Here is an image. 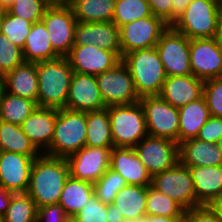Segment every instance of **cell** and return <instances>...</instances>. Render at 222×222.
Instances as JSON below:
<instances>
[{
	"instance_id": "obj_12",
	"label": "cell",
	"mask_w": 222,
	"mask_h": 222,
	"mask_svg": "<svg viewBox=\"0 0 222 222\" xmlns=\"http://www.w3.org/2000/svg\"><path fill=\"white\" fill-rule=\"evenodd\" d=\"M168 27L154 15L123 25L119 28L121 57L138 49L155 47Z\"/></svg>"
},
{
	"instance_id": "obj_41",
	"label": "cell",
	"mask_w": 222,
	"mask_h": 222,
	"mask_svg": "<svg viewBox=\"0 0 222 222\" xmlns=\"http://www.w3.org/2000/svg\"><path fill=\"white\" fill-rule=\"evenodd\" d=\"M203 98L210 116L222 118V77L204 81Z\"/></svg>"
},
{
	"instance_id": "obj_59",
	"label": "cell",
	"mask_w": 222,
	"mask_h": 222,
	"mask_svg": "<svg viewBox=\"0 0 222 222\" xmlns=\"http://www.w3.org/2000/svg\"><path fill=\"white\" fill-rule=\"evenodd\" d=\"M0 81H3V75L0 73Z\"/></svg>"
},
{
	"instance_id": "obj_35",
	"label": "cell",
	"mask_w": 222,
	"mask_h": 222,
	"mask_svg": "<svg viewBox=\"0 0 222 222\" xmlns=\"http://www.w3.org/2000/svg\"><path fill=\"white\" fill-rule=\"evenodd\" d=\"M38 208L27 193H16L6 213L2 216L3 222H36Z\"/></svg>"
},
{
	"instance_id": "obj_47",
	"label": "cell",
	"mask_w": 222,
	"mask_h": 222,
	"mask_svg": "<svg viewBox=\"0 0 222 222\" xmlns=\"http://www.w3.org/2000/svg\"><path fill=\"white\" fill-rule=\"evenodd\" d=\"M172 1V24L185 11L192 0H171Z\"/></svg>"
},
{
	"instance_id": "obj_31",
	"label": "cell",
	"mask_w": 222,
	"mask_h": 222,
	"mask_svg": "<svg viewBox=\"0 0 222 222\" xmlns=\"http://www.w3.org/2000/svg\"><path fill=\"white\" fill-rule=\"evenodd\" d=\"M116 0H71L78 22H112Z\"/></svg>"
},
{
	"instance_id": "obj_34",
	"label": "cell",
	"mask_w": 222,
	"mask_h": 222,
	"mask_svg": "<svg viewBox=\"0 0 222 222\" xmlns=\"http://www.w3.org/2000/svg\"><path fill=\"white\" fill-rule=\"evenodd\" d=\"M1 34L12 44L23 49L32 23L22 17L11 15L7 10L0 11Z\"/></svg>"
},
{
	"instance_id": "obj_5",
	"label": "cell",
	"mask_w": 222,
	"mask_h": 222,
	"mask_svg": "<svg viewBox=\"0 0 222 222\" xmlns=\"http://www.w3.org/2000/svg\"><path fill=\"white\" fill-rule=\"evenodd\" d=\"M114 147L133 148L148 136L143 107L140 102L108 106Z\"/></svg>"
},
{
	"instance_id": "obj_52",
	"label": "cell",
	"mask_w": 222,
	"mask_h": 222,
	"mask_svg": "<svg viewBox=\"0 0 222 222\" xmlns=\"http://www.w3.org/2000/svg\"><path fill=\"white\" fill-rule=\"evenodd\" d=\"M216 39L218 41V44L222 48V8L220 10V15H219V24H218V31H217Z\"/></svg>"
},
{
	"instance_id": "obj_26",
	"label": "cell",
	"mask_w": 222,
	"mask_h": 222,
	"mask_svg": "<svg viewBox=\"0 0 222 222\" xmlns=\"http://www.w3.org/2000/svg\"><path fill=\"white\" fill-rule=\"evenodd\" d=\"M25 62H41L60 57L51 45L49 33L42 21L32 24L22 49Z\"/></svg>"
},
{
	"instance_id": "obj_46",
	"label": "cell",
	"mask_w": 222,
	"mask_h": 222,
	"mask_svg": "<svg viewBox=\"0 0 222 222\" xmlns=\"http://www.w3.org/2000/svg\"><path fill=\"white\" fill-rule=\"evenodd\" d=\"M152 14L161 18L167 25H172V1L171 0H147Z\"/></svg>"
},
{
	"instance_id": "obj_36",
	"label": "cell",
	"mask_w": 222,
	"mask_h": 222,
	"mask_svg": "<svg viewBox=\"0 0 222 222\" xmlns=\"http://www.w3.org/2000/svg\"><path fill=\"white\" fill-rule=\"evenodd\" d=\"M152 15L147 0H116L112 21L120 28L125 24Z\"/></svg>"
},
{
	"instance_id": "obj_9",
	"label": "cell",
	"mask_w": 222,
	"mask_h": 222,
	"mask_svg": "<svg viewBox=\"0 0 222 222\" xmlns=\"http://www.w3.org/2000/svg\"><path fill=\"white\" fill-rule=\"evenodd\" d=\"M167 77L192 75L190 39L169 26L155 46Z\"/></svg>"
},
{
	"instance_id": "obj_19",
	"label": "cell",
	"mask_w": 222,
	"mask_h": 222,
	"mask_svg": "<svg viewBox=\"0 0 222 222\" xmlns=\"http://www.w3.org/2000/svg\"><path fill=\"white\" fill-rule=\"evenodd\" d=\"M92 45L117 52L121 56L118 26L112 22H78L75 29L74 46Z\"/></svg>"
},
{
	"instance_id": "obj_17",
	"label": "cell",
	"mask_w": 222,
	"mask_h": 222,
	"mask_svg": "<svg viewBox=\"0 0 222 222\" xmlns=\"http://www.w3.org/2000/svg\"><path fill=\"white\" fill-rule=\"evenodd\" d=\"M37 157L0 151V184L14 194L26 193L33 161Z\"/></svg>"
},
{
	"instance_id": "obj_16",
	"label": "cell",
	"mask_w": 222,
	"mask_h": 222,
	"mask_svg": "<svg viewBox=\"0 0 222 222\" xmlns=\"http://www.w3.org/2000/svg\"><path fill=\"white\" fill-rule=\"evenodd\" d=\"M66 57L73 72L91 75L110 70L122 61L117 52L92 45L73 46Z\"/></svg>"
},
{
	"instance_id": "obj_42",
	"label": "cell",
	"mask_w": 222,
	"mask_h": 222,
	"mask_svg": "<svg viewBox=\"0 0 222 222\" xmlns=\"http://www.w3.org/2000/svg\"><path fill=\"white\" fill-rule=\"evenodd\" d=\"M107 204L93 195L83 208L71 218V222H107Z\"/></svg>"
},
{
	"instance_id": "obj_7",
	"label": "cell",
	"mask_w": 222,
	"mask_h": 222,
	"mask_svg": "<svg viewBox=\"0 0 222 222\" xmlns=\"http://www.w3.org/2000/svg\"><path fill=\"white\" fill-rule=\"evenodd\" d=\"M151 186L177 202L184 210L196 207L191 172L180 161L173 167L153 175Z\"/></svg>"
},
{
	"instance_id": "obj_60",
	"label": "cell",
	"mask_w": 222,
	"mask_h": 222,
	"mask_svg": "<svg viewBox=\"0 0 222 222\" xmlns=\"http://www.w3.org/2000/svg\"><path fill=\"white\" fill-rule=\"evenodd\" d=\"M0 222H3V217L2 216H0Z\"/></svg>"
},
{
	"instance_id": "obj_48",
	"label": "cell",
	"mask_w": 222,
	"mask_h": 222,
	"mask_svg": "<svg viewBox=\"0 0 222 222\" xmlns=\"http://www.w3.org/2000/svg\"><path fill=\"white\" fill-rule=\"evenodd\" d=\"M13 194L0 184V216L6 213Z\"/></svg>"
},
{
	"instance_id": "obj_39",
	"label": "cell",
	"mask_w": 222,
	"mask_h": 222,
	"mask_svg": "<svg viewBox=\"0 0 222 222\" xmlns=\"http://www.w3.org/2000/svg\"><path fill=\"white\" fill-rule=\"evenodd\" d=\"M48 6L44 0H16L7 11L33 24L42 20Z\"/></svg>"
},
{
	"instance_id": "obj_40",
	"label": "cell",
	"mask_w": 222,
	"mask_h": 222,
	"mask_svg": "<svg viewBox=\"0 0 222 222\" xmlns=\"http://www.w3.org/2000/svg\"><path fill=\"white\" fill-rule=\"evenodd\" d=\"M24 62L22 49L12 44L2 34L0 35V73L4 76L6 73L14 70L18 65Z\"/></svg>"
},
{
	"instance_id": "obj_23",
	"label": "cell",
	"mask_w": 222,
	"mask_h": 222,
	"mask_svg": "<svg viewBox=\"0 0 222 222\" xmlns=\"http://www.w3.org/2000/svg\"><path fill=\"white\" fill-rule=\"evenodd\" d=\"M195 187L196 207L211 205L222 196V165L189 167Z\"/></svg>"
},
{
	"instance_id": "obj_15",
	"label": "cell",
	"mask_w": 222,
	"mask_h": 222,
	"mask_svg": "<svg viewBox=\"0 0 222 222\" xmlns=\"http://www.w3.org/2000/svg\"><path fill=\"white\" fill-rule=\"evenodd\" d=\"M192 75L203 81L222 77V48L216 37L190 39Z\"/></svg>"
},
{
	"instance_id": "obj_27",
	"label": "cell",
	"mask_w": 222,
	"mask_h": 222,
	"mask_svg": "<svg viewBox=\"0 0 222 222\" xmlns=\"http://www.w3.org/2000/svg\"><path fill=\"white\" fill-rule=\"evenodd\" d=\"M179 112V144L188 139L196 138L201 127L210 117L209 109L203 96L186 106Z\"/></svg>"
},
{
	"instance_id": "obj_56",
	"label": "cell",
	"mask_w": 222,
	"mask_h": 222,
	"mask_svg": "<svg viewBox=\"0 0 222 222\" xmlns=\"http://www.w3.org/2000/svg\"><path fill=\"white\" fill-rule=\"evenodd\" d=\"M143 216L135 219H124V222H142Z\"/></svg>"
},
{
	"instance_id": "obj_14",
	"label": "cell",
	"mask_w": 222,
	"mask_h": 222,
	"mask_svg": "<svg viewBox=\"0 0 222 222\" xmlns=\"http://www.w3.org/2000/svg\"><path fill=\"white\" fill-rule=\"evenodd\" d=\"M113 147H89L67 156L70 177L95 183L109 169L110 151Z\"/></svg>"
},
{
	"instance_id": "obj_18",
	"label": "cell",
	"mask_w": 222,
	"mask_h": 222,
	"mask_svg": "<svg viewBox=\"0 0 222 222\" xmlns=\"http://www.w3.org/2000/svg\"><path fill=\"white\" fill-rule=\"evenodd\" d=\"M106 108L99 92L96 75L73 72L66 109L81 112Z\"/></svg>"
},
{
	"instance_id": "obj_49",
	"label": "cell",
	"mask_w": 222,
	"mask_h": 222,
	"mask_svg": "<svg viewBox=\"0 0 222 222\" xmlns=\"http://www.w3.org/2000/svg\"><path fill=\"white\" fill-rule=\"evenodd\" d=\"M107 215V222H124V217L120 209L113 204H107Z\"/></svg>"
},
{
	"instance_id": "obj_43",
	"label": "cell",
	"mask_w": 222,
	"mask_h": 222,
	"mask_svg": "<svg viewBox=\"0 0 222 222\" xmlns=\"http://www.w3.org/2000/svg\"><path fill=\"white\" fill-rule=\"evenodd\" d=\"M180 222H222L210 205H200L184 210Z\"/></svg>"
},
{
	"instance_id": "obj_45",
	"label": "cell",
	"mask_w": 222,
	"mask_h": 222,
	"mask_svg": "<svg viewBox=\"0 0 222 222\" xmlns=\"http://www.w3.org/2000/svg\"><path fill=\"white\" fill-rule=\"evenodd\" d=\"M36 222H71L64 208L59 204L38 207Z\"/></svg>"
},
{
	"instance_id": "obj_8",
	"label": "cell",
	"mask_w": 222,
	"mask_h": 222,
	"mask_svg": "<svg viewBox=\"0 0 222 222\" xmlns=\"http://www.w3.org/2000/svg\"><path fill=\"white\" fill-rule=\"evenodd\" d=\"M144 110L149 136L179 143V112L160 96H145L139 100Z\"/></svg>"
},
{
	"instance_id": "obj_32",
	"label": "cell",
	"mask_w": 222,
	"mask_h": 222,
	"mask_svg": "<svg viewBox=\"0 0 222 222\" xmlns=\"http://www.w3.org/2000/svg\"><path fill=\"white\" fill-rule=\"evenodd\" d=\"M0 151L14 152L26 156H40L23 132L21 125L0 120Z\"/></svg>"
},
{
	"instance_id": "obj_50",
	"label": "cell",
	"mask_w": 222,
	"mask_h": 222,
	"mask_svg": "<svg viewBox=\"0 0 222 222\" xmlns=\"http://www.w3.org/2000/svg\"><path fill=\"white\" fill-rule=\"evenodd\" d=\"M182 217H166L159 215H145L142 222H180Z\"/></svg>"
},
{
	"instance_id": "obj_20",
	"label": "cell",
	"mask_w": 222,
	"mask_h": 222,
	"mask_svg": "<svg viewBox=\"0 0 222 222\" xmlns=\"http://www.w3.org/2000/svg\"><path fill=\"white\" fill-rule=\"evenodd\" d=\"M56 117L57 109L38 106L21 124L23 132L41 154L51 145Z\"/></svg>"
},
{
	"instance_id": "obj_6",
	"label": "cell",
	"mask_w": 222,
	"mask_h": 222,
	"mask_svg": "<svg viewBox=\"0 0 222 222\" xmlns=\"http://www.w3.org/2000/svg\"><path fill=\"white\" fill-rule=\"evenodd\" d=\"M221 6L211 0H192L171 25L188 39L217 36Z\"/></svg>"
},
{
	"instance_id": "obj_10",
	"label": "cell",
	"mask_w": 222,
	"mask_h": 222,
	"mask_svg": "<svg viewBox=\"0 0 222 222\" xmlns=\"http://www.w3.org/2000/svg\"><path fill=\"white\" fill-rule=\"evenodd\" d=\"M100 96L106 107L130 105L139 102L133 78L121 61L114 68L96 75Z\"/></svg>"
},
{
	"instance_id": "obj_2",
	"label": "cell",
	"mask_w": 222,
	"mask_h": 222,
	"mask_svg": "<svg viewBox=\"0 0 222 222\" xmlns=\"http://www.w3.org/2000/svg\"><path fill=\"white\" fill-rule=\"evenodd\" d=\"M36 69L39 85L37 105L55 109L66 108L73 75L67 57L37 62Z\"/></svg>"
},
{
	"instance_id": "obj_21",
	"label": "cell",
	"mask_w": 222,
	"mask_h": 222,
	"mask_svg": "<svg viewBox=\"0 0 222 222\" xmlns=\"http://www.w3.org/2000/svg\"><path fill=\"white\" fill-rule=\"evenodd\" d=\"M109 168L119 173L128 185L150 186L152 176L133 148L113 147Z\"/></svg>"
},
{
	"instance_id": "obj_1",
	"label": "cell",
	"mask_w": 222,
	"mask_h": 222,
	"mask_svg": "<svg viewBox=\"0 0 222 222\" xmlns=\"http://www.w3.org/2000/svg\"><path fill=\"white\" fill-rule=\"evenodd\" d=\"M69 167L65 158L41 154L33 161L27 194L38 207L59 202Z\"/></svg>"
},
{
	"instance_id": "obj_58",
	"label": "cell",
	"mask_w": 222,
	"mask_h": 222,
	"mask_svg": "<svg viewBox=\"0 0 222 222\" xmlns=\"http://www.w3.org/2000/svg\"><path fill=\"white\" fill-rule=\"evenodd\" d=\"M211 1H213V2H215V3L220 5V0H211Z\"/></svg>"
},
{
	"instance_id": "obj_54",
	"label": "cell",
	"mask_w": 222,
	"mask_h": 222,
	"mask_svg": "<svg viewBox=\"0 0 222 222\" xmlns=\"http://www.w3.org/2000/svg\"><path fill=\"white\" fill-rule=\"evenodd\" d=\"M16 0H0V11L7 10Z\"/></svg>"
},
{
	"instance_id": "obj_24",
	"label": "cell",
	"mask_w": 222,
	"mask_h": 222,
	"mask_svg": "<svg viewBox=\"0 0 222 222\" xmlns=\"http://www.w3.org/2000/svg\"><path fill=\"white\" fill-rule=\"evenodd\" d=\"M179 161L186 167L222 165V152L218 143L188 139L179 144Z\"/></svg>"
},
{
	"instance_id": "obj_44",
	"label": "cell",
	"mask_w": 222,
	"mask_h": 222,
	"mask_svg": "<svg viewBox=\"0 0 222 222\" xmlns=\"http://www.w3.org/2000/svg\"><path fill=\"white\" fill-rule=\"evenodd\" d=\"M196 138L205 142L218 143L222 138V118L210 116Z\"/></svg>"
},
{
	"instance_id": "obj_53",
	"label": "cell",
	"mask_w": 222,
	"mask_h": 222,
	"mask_svg": "<svg viewBox=\"0 0 222 222\" xmlns=\"http://www.w3.org/2000/svg\"><path fill=\"white\" fill-rule=\"evenodd\" d=\"M49 6L54 5H68L71 0H44Z\"/></svg>"
},
{
	"instance_id": "obj_30",
	"label": "cell",
	"mask_w": 222,
	"mask_h": 222,
	"mask_svg": "<svg viewBox=\"0 0 222 222\" xmlns=\"http://www.w3.org/2000/svg\"><path fill=\"white\" fill-rule=\"evenodd\" d=\"M89 147H114L108 107L86 112V143Z\"/></svg>"
},
{
	"instance_id": "obj_3",
	"label": "cell",
	"mask_w": 222,
	"mask_h": 222,
	"mask_svg": "<svg viewBox=\"0 0 222 222\" xmlns=\"http://www.w3.org/2000/svg\"><path fill=\"white\" fill-rule=\"evenodd\" d=\"M122 62L131 73L139 98L159 96L167 76L156 47L129 52Z\"/></svg>"
},
{
	"instance_id": "obj_22",
	"label": "cell",
	"mask_w": 222,
	"mask_h": 222,
	"mask_svg": "<svg viewBox=\"0 0 222 222\" xmlns=\"http://www.w3.org/2000/svg\"><path fill=\"white\" fill-rule=\"evenodd\" d=\"M204 81L193 75L166 77L159 96L181 108L203 96Z\"/></svg>"
},
{
	"instance_id": "obj_4",
	"label": "cell",
	"mask_w": 222,
	"mask_h": 222,
	"mask_svg": "<svg viewBox=\"0 0 222 222\" xmlns=\"http://www.w3.org/2000/svg\"><path fill=\"white\" fill-rule=\"evenodd\" d=\"M86 143V112L66 108L57 109L54 136L44 153L51 157L66 158L81 150Z\"/></svg>"
},
{
	"instance_id": "obj_57",
	"label": "cell",
	"mask_w": 222,
	"mask_h": 222,
	"mask_svg": "<svg viewBox=\"0 0 222 222\" xmlns=\"http://www.w3.org/2000/svg\"><path fill=\"white\" fill-rule=\"evenodd\" d=\"M218 145H219V148H220V150L222 152V138L218 141Z\"/></svg>"
},
{
	"instance_id": "obj_33",
	"label": "cell",
	"mask_w": 222,
	"mask_h": 222,
	"mask_svg": "<svg viewBox=\"0 0 222 222\" xmlns=\"http://www.w3.org/2000/svg\"><path fill=\"white\" fill-rule=\"evenodd\" d=\"M37 107L35 101L5 91L0 105V120L21 125Z\"/></svg>"
},
{
	"instance_id": "obj_38",
	"label": "cell",
	"mask_w": 222,
	"mask_h": 222,
	"mask_svg": "<svg viewBox=\"0 0 222 222\" xmlns=\"http://www.w3.org/2000/svg\"><path fill=\"white\" fill-rule=\"evenodd\" d=\"M126 180L109 168L106 173L93 184L94 195L105 204H112L116 194L125 186Z\"/></svg>"
},
{
	"instance_id": "obj_29",
	"label": "cell",
	"mask_w": 222,
	"mask_h": 222,
	"mask_svg": "<svg viewBox=\"0 0 222 222\" xmlns=\"http://www.w3.org/2000/svg\"><path fill=\"white\" fill-rule=\"evenodd\" d=\"M147 186L127 185L115 196L113 205L120 209L124 219L146 215Z\"/></svg>"
},
{
	"instance_id": "obj_11",
	"label": "cell",
	"mask_w": 222,
	"mask_h": 222,
	"mask_svg": "<svg viewBox=\"0 0 222 222\" xmlns=\"http://www.w3.org/2000/svg\"><path fill=\"white\" fill-rule=\"evenodd\" d=\"M49 33L53 50L60 56L66 57L74 46L77 20L71 6H48L41 20Z\"/></svg>"
},
{
	"instance_id": "obj_13",
	"label": "cell",
	"mask_w": 222,
	"mask_h": 222,
	"mask_svg": "<svg viewBox=\"0 0 222 222\" xmlns=\"http://www.w3.org/2000/svg\"><path fill=\"white\" fill-rule=\"evenodd\" d=\"M133 149L151 176L179 162V143L170 139L148 135Z\"/></svg>"
},
{
	"instance_id": "obj_51",
	"label": "cell",
	"mask_w": 222,
	"mask_h": 222,
	"mask_svg": "<svg viewBox=\"0 0 222 222\" xmlns=\"http://www.w3.org/2000/svg\"><path fill=\"white\" fill-rule=\"evenodd\" d=\"M210 206L222 220V196L215 200Z\"/></svg>"
},
{
	"instance_id": "obj_25",
	"label": "cell",
	"mask_w": 222,
	"mask_h": 222,
	"mask_svg": "<svg viewBox=\"0 0 222 222\" xmlns=\"http://www.w3.org/2000/svg\"><path fill=\"white\" fill-rule=\"evenodd\" d=\"M5 91L37 103L38 76L36 62H23L3 76Z\"/></svg>"
},
{
	"instance_id": "obj_37",
	"label": "cell",
	"mask_w": 222,
	"mask_h": 222,
	"mask_svg": "<svg viewBox=\"0 0 222 222\" xmlns=\"http://www.w3.org/2000/svg\"><path fill=\"white\" fill-rule=\"evenodd\" d=\"M184 209L167 195L147 186L146 215L182 217Z\"/></svg>"
},
{
	"instance_id": "obj_55",
	"label": "cell",
	"mask_w": 222,
	"mask_h": 222,
	"mask_svg": "<svg viewBox=\"0 0 222 222\" xmlns=\"http://www.w3.org/2000/svg\"><path fill=\"white\" fill-rule=\"evenodd\" d=\"M4 92H5L4 82L0 81V105H1V100H2V96Z\"/></svg>"
},
{
	"instance_id": "obj_28",
	"label": "cell",
	"mask_w": 222,
	"mask_h": 222,
	"mask_svg": "<svg viewBox=\"0 0 222 222\" xmlns=\"http://www.w3.org/2000/svg\"><path fill=\"white\" fill-rule=\"evenodd\" d=\"M94 195L93 183L69 176L62 190L59 204L69 218H73Z\"/></svg>"
}]
</instances>
